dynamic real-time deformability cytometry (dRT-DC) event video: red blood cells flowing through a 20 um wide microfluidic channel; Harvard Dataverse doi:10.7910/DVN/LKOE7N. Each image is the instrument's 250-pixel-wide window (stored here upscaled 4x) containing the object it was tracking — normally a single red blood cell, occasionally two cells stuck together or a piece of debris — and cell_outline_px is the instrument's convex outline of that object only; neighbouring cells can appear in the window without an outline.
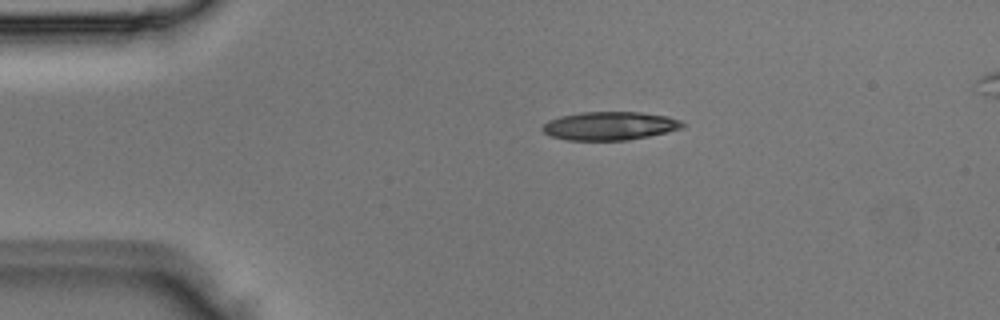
{"species": "Egyptian fruit bat (a non-hibernating species)", "species_latin": "Rousettus aegyptiacus", "temperature_condition": "room temperature", "stored_images_in_passage": 3, "camera_frame_rate_fps": 3000, "um_per_image_px": 0.085, "animal": {"sex": "male"}, "frame": {"image": 1, "passage_image": 1, "time_ms": 0.0, "image_size_px": [1000, 320], "cell_outline_px": [[684, 128], [648, 136], [628, 140], [568, 140], [552, 136], [544, 132], [540, 128], [548, 120], [560, 116], [584, 112], [640, 112], [668, 116], [680, 120], [684, 124]], "centroid_in_image_um": [51.83, 10.69], "position_along_channel_um": 33.2, "area_um2": 23.12}}
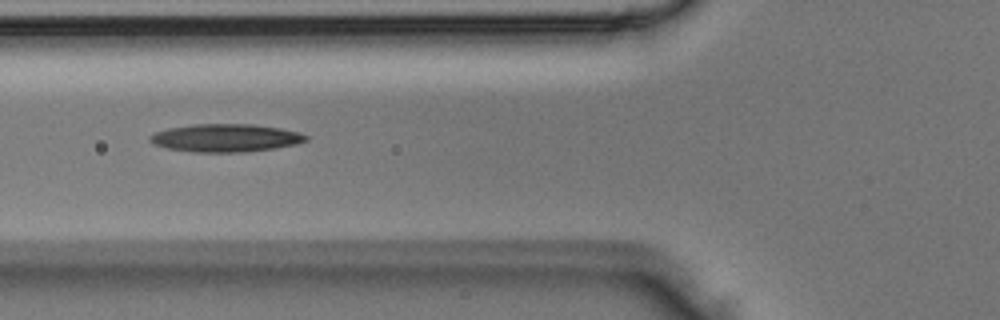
{"frame": {"image": 2, "passage_image": 3, "time_ms": 0.667, "image_size_px": [1000, 320], "cell_outline_px": [[308, 140], [296, 144], [272, 148], [244, 152], [192, 152], [168, 148], [156, 144], [148, 140], [148, 136], [156, 132], [168, 128], [192, 124], [252, 124], [280, 128], [300, 132], [308, 136]], "centroid_in_image_um": [19.18, 11.71], "position_along_channel_um": 106.6, "area_um2": 25.32}}